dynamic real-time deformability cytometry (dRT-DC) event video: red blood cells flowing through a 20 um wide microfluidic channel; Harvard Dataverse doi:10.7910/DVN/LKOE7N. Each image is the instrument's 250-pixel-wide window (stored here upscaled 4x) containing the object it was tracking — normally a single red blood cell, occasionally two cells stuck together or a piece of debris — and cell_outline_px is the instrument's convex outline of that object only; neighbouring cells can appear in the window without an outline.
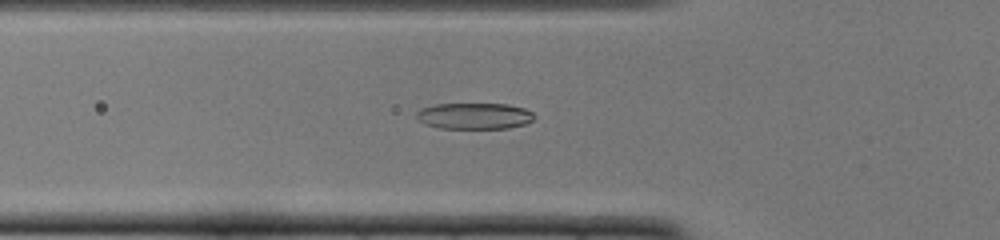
{"species": "common noctule bat (a hibernating species)", "species_latin": "Nyctalus noctula", "temperature_condition": "cold", "stored_images_in_passage": 36, "camera_frame_rate_fps": 3000, "um_per_image_px": 0.085, "animal": {"sex": "female", "body_mass_g": 22.0, "forearm_length_mm": 56.7}, "frame": {"image": 1, "passage_image": 2, "time_ms": 0.333, "image_size_px": [1000, 240], "cell_outline_px": [[536, 116], [532, 120], [524, 124], [508, 128], [440, 128], [424, 124], [416, 116], [416, 112], [420, 108], [432, 104], [508, 104], [524, 108], [532, 112]], "centroid_in_image_um": [40.3, 9.85], "position_along_channel_um": 85.5, "area_um2": 18.03}}
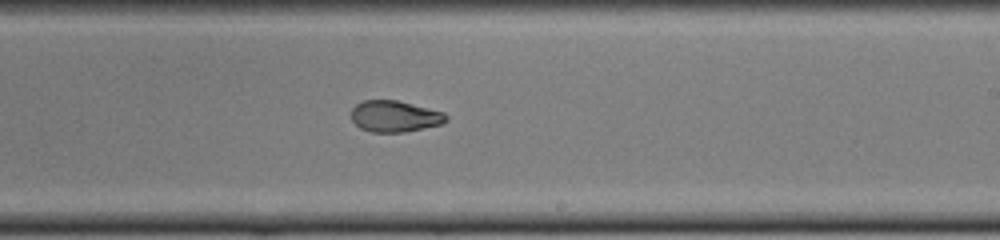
{"frame": {"image": 2, "passage_image": 15, "time_ms": 4.667, "image_size_px": [1000, 240], "cell_outline_px": [[448, 120], [444, 124], [404, 132], [372, 132], [360, 128], [352, 120], [352, 108], [356, 104], [364, 100], [396, 100], [444, 112], [448, 116]], "centroid_in_image_um": [33.58, 9.89], "position_along_channel_um": 255.4, "area_um2": 17.34}}
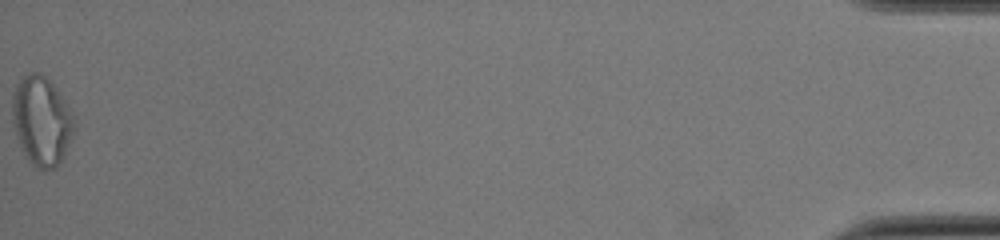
{"frame": {"image": 3, "passage_image": 36, "time_ms": 11.667, "image_size_px": [1000, 240], "cell_outline_px": [[76, 128], [60, 160], [52, 168], [40, 168], [32, 164], [28, 160], [20, 144], [12, 120], [12, 96], [16, 84], [20, 76], [32, 72], [40, 72], [56, 88], [72, 112], [76, 124]], "centroid_in_image_um": [3.52, 10.21], "position_along_channel_um": 431.7, "area_um2": 31.67}}